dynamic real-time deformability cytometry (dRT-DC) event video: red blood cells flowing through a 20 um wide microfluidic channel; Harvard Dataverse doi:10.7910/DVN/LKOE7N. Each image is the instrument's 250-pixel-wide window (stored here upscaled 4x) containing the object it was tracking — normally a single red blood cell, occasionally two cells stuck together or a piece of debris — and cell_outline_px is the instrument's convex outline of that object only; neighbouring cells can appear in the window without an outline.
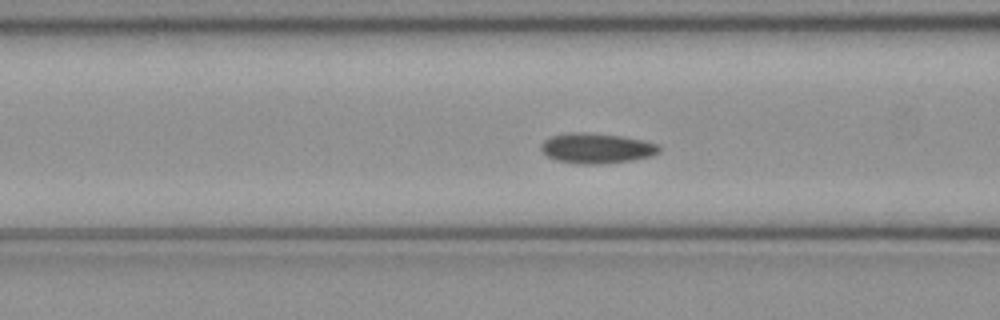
{"species": "common noctule bat (a hibernating species)", "species_latin": "Nyctalus noctula", "temperature_condition": "cold", "stored_images_in_passage": 45, "camera_frame_rate_fps": 3000, "um_per_image_px": 0.085, "animal": {"sex": "female", "body_mass_g": 21.9}, "frame": {"image": 1, "passage_image": 13, "time_ms": 4.0, "image_size_px": [1000, 320], "cell_outline_px": [[660, 152], [652, 156], [632, 160], [596, 164], [576, 164], [556, 160], [540, 152], [540, 144], [544, 140], [552, 136], [572, 132], [580, 132], [620, 136], [644, 140], [660, 144]], "centroid_in_image_um": [50.7, 12.61], "position_along_channel_um": 115.9, "area_um2": 20.87}}
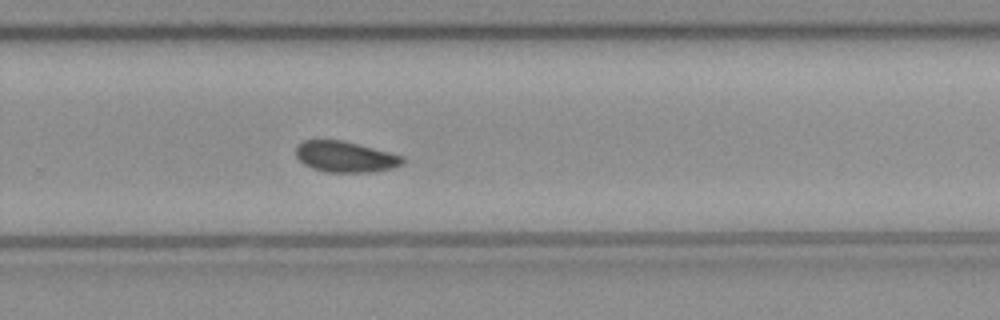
{"frame": {"image": 2, "passage_image": 27, "time_ms": 8.667, "image_size_px": [1000, 320], "cell_outline_px": [[404, 164], [392, 168], [372, 172], [328, 172], [312, 168], [304, 164], [296, 156], [296, 144], [304, 140], [344, 140], [404, 156]], "centroid_in_image_um": [29.35, 13.32], "position_along_channel_um": 300.4, "area_um2": 19.31}}
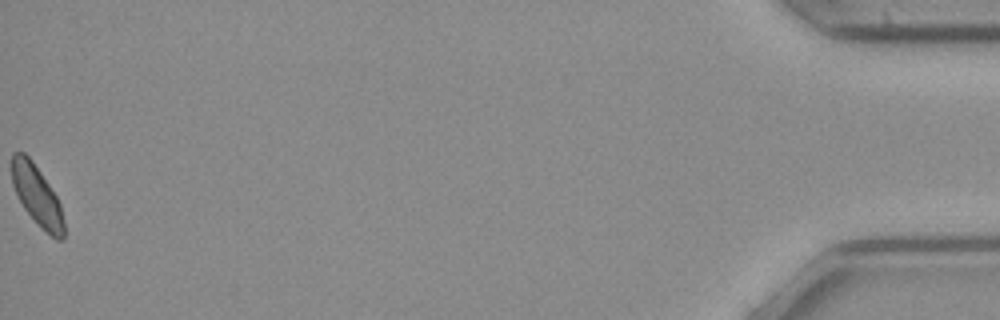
{"frame": {"image": 3, "passage_image": 45, "time_ms": 14.667, "image_size_px": [1000, 320], "cell_outline_px": [[64, 240], [56, 240], [24, 208], [12, 184], [12, 152], [24, 152], [32, 160], [56, 196], [60, 204], [64, 220]], "centroid_in_image_um": [3.15, 16.59], "position_along_channel_um": 432.0, "area_um2": 17.69}, "authors_computed_cell_mechanics": {"area_um2": 19.7098, "velocity_mm_per_s": 3.9641, "shape_relaxation_time_tau1_ms": 7.1579, "shape_relaxation_time_tau2_ms": null, "deformation_change_tau1": 0.0942, "deformation_change_tau2": null}}